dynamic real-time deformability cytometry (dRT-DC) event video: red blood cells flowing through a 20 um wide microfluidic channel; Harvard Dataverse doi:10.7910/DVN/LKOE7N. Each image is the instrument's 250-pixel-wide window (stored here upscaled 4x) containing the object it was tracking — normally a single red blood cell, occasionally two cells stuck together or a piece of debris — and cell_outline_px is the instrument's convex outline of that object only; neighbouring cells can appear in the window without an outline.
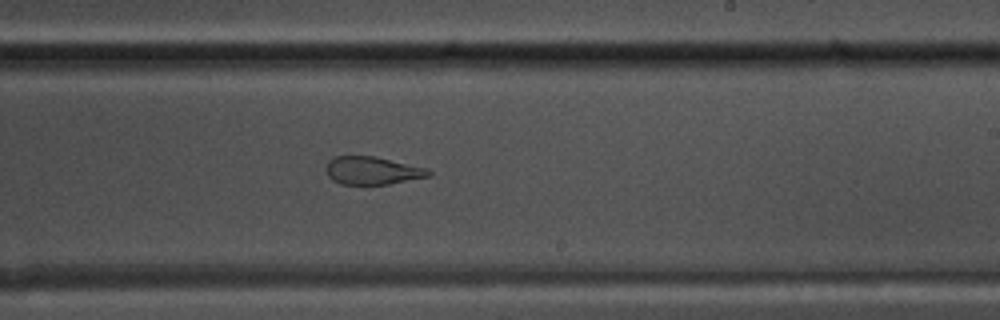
{"species": "common noctule bat (a hibernating species)", "species_latin": "Nyctalus noctula", "temperature_condition": "warm", "stored_images_in_passage": 44, "camera_frame_rate_fps": 3000, "um_per_image_px": 0.085, "animal": {"sex": "male", "body_mass_g": 17.5, "forearm_length_mm": 52.3}, "frame": {"image": 1, "passage_image": 32, "time_ms": 10.333, "image_size_px": [1000, 320], "cell_outline_px": [[432, 176], [388, 184], [340, 184], [332, 180], [328, 176], [324, 168], [328, 160], [332, 156], [376, 156], [428, 168], [432, 172]], "centroid_in_image_um": [31.64, 14.49], "position_along_channel_um": 257.4, "area_um2": 16.99}}
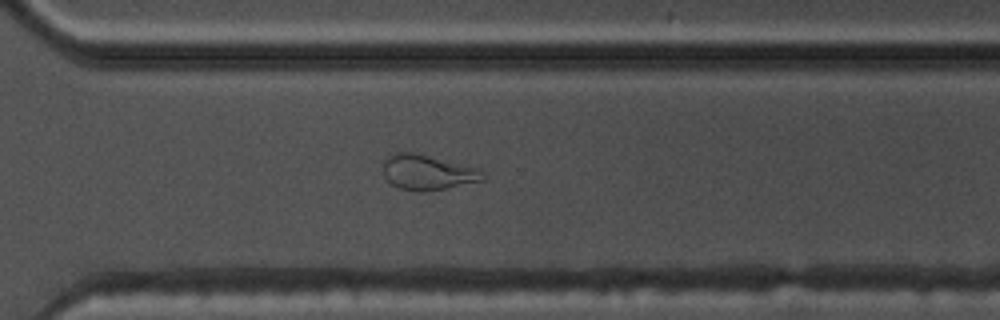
{"frame": {"image": 2, "passage_image": 38, "time_ms": 12.333, "image_size_px": [1000, 320], "cell_outline_px": [[488, 180], [424, 192], [420, 192], [400, 188], [392, 184], [384, 176], [384, 160], [388, 156], [396, 152], [412, 152], [480, 168]], "centroid_in_image_um": [36.39, 14.66], "position_along_channel_um": 334.2, "area_um2": 20.46}}
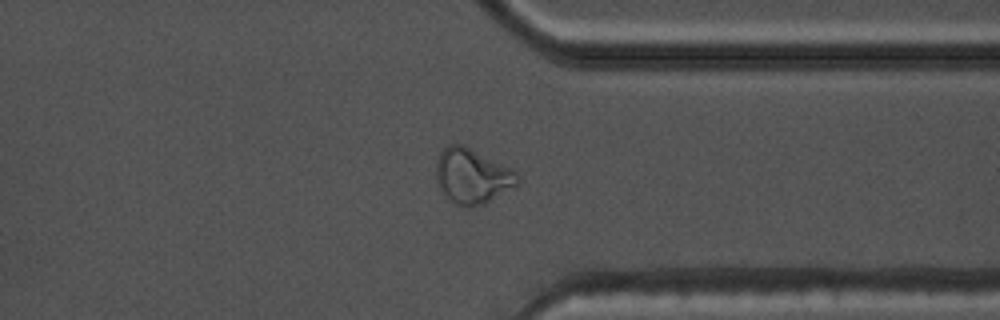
{"frame": {"image": 3, "passage_image": 41, "time_ms": 13.333, "image_size_px": [1000, 320], "cell_outline_px": [[520, 184], [484, 204], [468, 208], [464, 208], [456, 204], [440, 188], [436, 176], [436, 160], [440, 152], [448, 144], [464, 144], [512, 168], [520, 176]], "centroid_in_image_um": [40.17, 14.95], "position_along_channel_um": 371.2, "area_um2": 26.36}}